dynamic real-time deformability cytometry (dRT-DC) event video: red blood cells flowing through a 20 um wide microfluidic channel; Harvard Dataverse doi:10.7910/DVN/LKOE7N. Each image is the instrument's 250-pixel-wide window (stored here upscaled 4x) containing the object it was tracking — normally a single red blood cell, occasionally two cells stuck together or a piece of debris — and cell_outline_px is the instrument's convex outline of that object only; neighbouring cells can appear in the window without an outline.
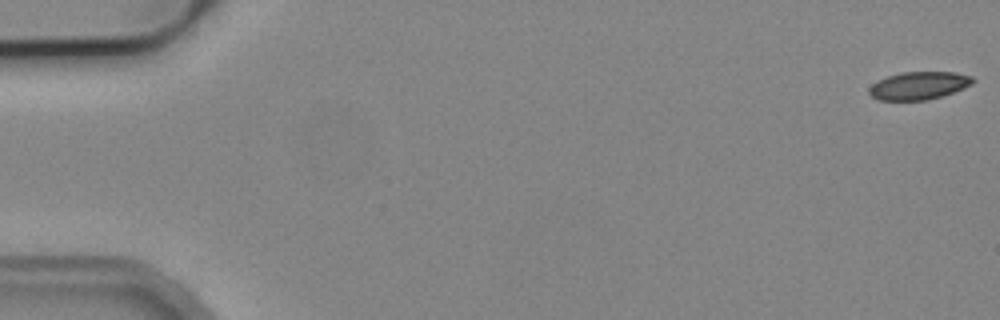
{"species": "common noctule bat (a hibernating species)", "species_latin": "Nyctalus noctula", "temperature_condition": "cold", "stored_images_in_passage": 7, "camera_frame_rate_fps": 3000, "um_per_image_px": 0.085, "animal": {"sex": "male", "body_mass_g": 19.2, "forearm_length_mm": 51.8}, "frame": {"image": 1, "passage_image": 1, "time_ms": 0.0, "image_size_px": [1000, 320], "cell_outline_px": [[976, 80], [972, 84], [964, 88], [928, 100], [876, 100], [868, 92], [868, 88], [872, 84], [888, 76], [900, 72], [956, 72], [972, 76]], "centroid_in_image_um": [78.1, 7.27], "position_along_channel_um": 6.9, "area_um2": 16.82}}
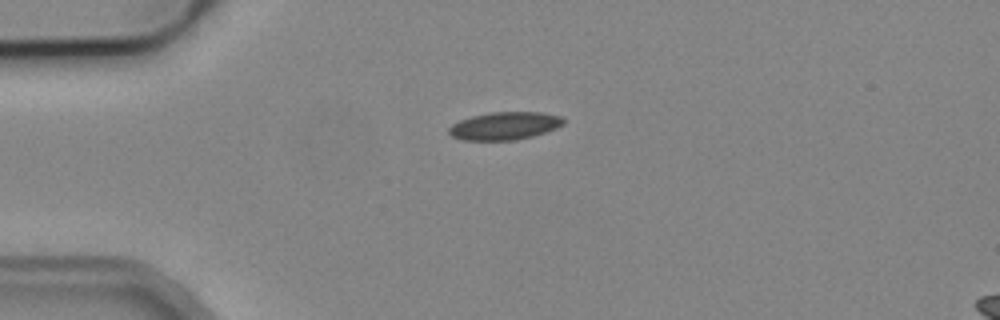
{"frame": {"image": 2, "passage_image": 4, "time_ms": 4.333, "image_size_px": [1000, 320], "cell_outline_px": [[564, 124], [556, 128], [532, 136], [516, 140], [464, 140], [452, 136], [448, 132], [448, 128], [452, 124], [460, 120], [472, 116], [492, 112], [540, 112], [560, 116], [564, 120]], "centroid_in_image_um": [42.88, 10.7], "position_along_channel_um": 42.1, "area_um2": 18.44}}